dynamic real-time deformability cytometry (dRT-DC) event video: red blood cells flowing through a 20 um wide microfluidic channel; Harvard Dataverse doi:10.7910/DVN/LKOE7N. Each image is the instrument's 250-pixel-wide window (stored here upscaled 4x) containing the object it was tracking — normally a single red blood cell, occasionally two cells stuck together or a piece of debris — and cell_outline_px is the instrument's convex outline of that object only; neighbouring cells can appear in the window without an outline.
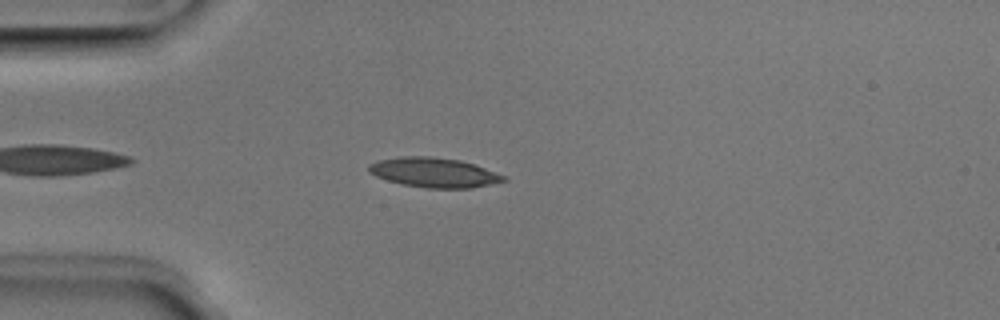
{"species": "Egyptian fruit bat (a non-hibernating species)", "species_latin": "Rousettus aegyptiacus", "temperature_condition": "room temperature", "stored_images_in_passage": 38, "camera_frame_rate_fps": 3000, "um_per_image_px": 0.085, "animal": {"sex": "male"}, "frame": {"image": 1, "passage_image": 5, "time_ms": 1.333, "image_size_px": [1000, 320], "cell_outline_px": [[508, 180], [472, 188], [428, 188], [404, 184], [388, 180], [376, 176], [368, 172], [368, 164], [376, 160], [400, 156], [432, 156], [460, 160], [508, 176]], "centroid_in_image_um": [36.88, 14.65], "position_along_channel_um": 48.1, "area_um2": 23.35}}
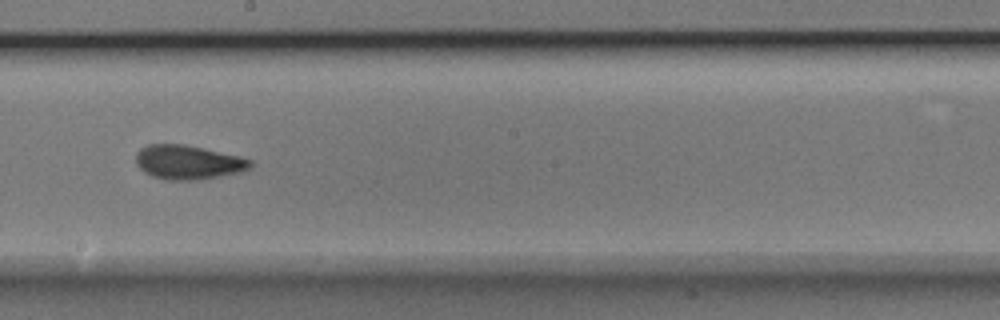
{"frame": {"image": 2, "passage_image": 20, "time_ms": 6.333, "image_size_px": [1000, 320], "cell_outline_px": [[252, 164], [248, 168], [240, 172], [200, 180], [164, 180], [152, 176], [144, 172], [136, 164], [136, 152], [140, 148], [148, 144], [184, 144], [236, 156], [252, 160]], "centroid_in_image_um": [15.93, 13.8], "position_along_channel_um": 232.3, "area_um2": 22.66}}
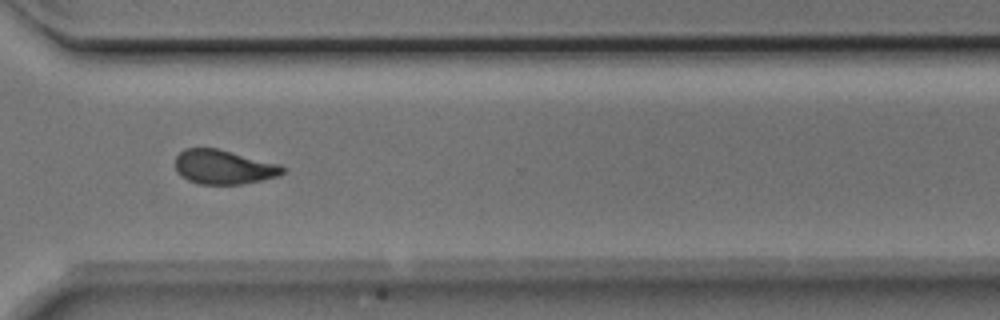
{"frame": {"image": 3, "passage_image": 29, "time_ms": 9.333, "image_size_px": [1000, 320], "cell_outline_px": [[288, 168], [280, 176], [240, 184], [200, 184], [188, 180], [180, 176], [176, 172], [176, 156], [184, 148], [216, 148], [280, 164]], "centroid_in_image_um": [19.02, 14.2], "position_along_channel_um": 351.6, "area_um2": 21.5}, "authors_computed_cell_mechanics": {"area_um2": 22.2241, "velocity_mm_per_s": 3.9791, "shape_relaxation_time_tau1_ms": 3.5427, "shape_relaxation_time_tau2_ms": 1.335, "deformation_change_tau1": 0.1266, "deformation_change_tau2": 0.0643}}